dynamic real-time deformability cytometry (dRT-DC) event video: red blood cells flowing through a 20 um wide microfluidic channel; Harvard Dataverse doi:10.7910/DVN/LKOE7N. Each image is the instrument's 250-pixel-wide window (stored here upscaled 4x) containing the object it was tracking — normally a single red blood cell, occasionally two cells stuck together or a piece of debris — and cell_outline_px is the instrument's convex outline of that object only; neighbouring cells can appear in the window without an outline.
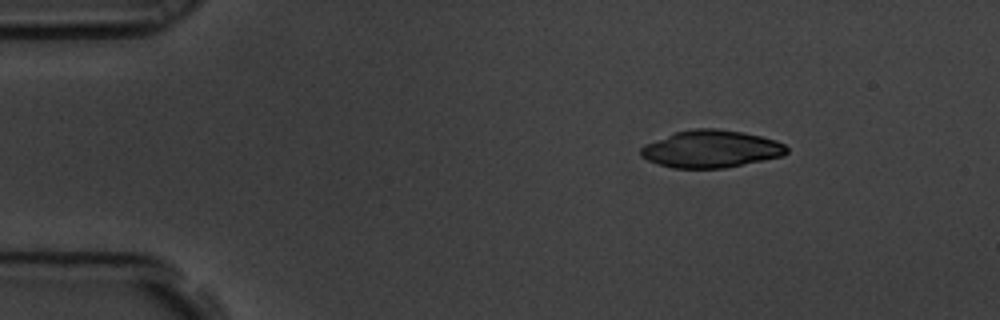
{"species": "common noctule bat (a hibernating species)", "species_latin": "Nyctalus noctula", "temperature_condition": "room temperature", "stored_images_in_passage": 6, "camera_frame_rate_fps": 3000, "um_per_image_px": 0.085, "animal": {"sex": "male", "body_mass_g": 19.5, "forearm_length_mm": 54.6}, "frame": {"image": 1, "passage_image": 2, "time_ms": 0.333, "image_size_px": [1000, 320], "cell_outline_px": [[788, 152], [784, 156], [724, 168], [672, 168], [648, 160], [640, 156], [640, 148], [644, 144], [676, 132], [692, 128], [716, 128], [744, 132], [776, 140], [784, 144], [788, 148]], "centroid_in_image_um": [60.45, 12.66], "position_along_channel_um": 24.6, "area_um2": 31.85}}